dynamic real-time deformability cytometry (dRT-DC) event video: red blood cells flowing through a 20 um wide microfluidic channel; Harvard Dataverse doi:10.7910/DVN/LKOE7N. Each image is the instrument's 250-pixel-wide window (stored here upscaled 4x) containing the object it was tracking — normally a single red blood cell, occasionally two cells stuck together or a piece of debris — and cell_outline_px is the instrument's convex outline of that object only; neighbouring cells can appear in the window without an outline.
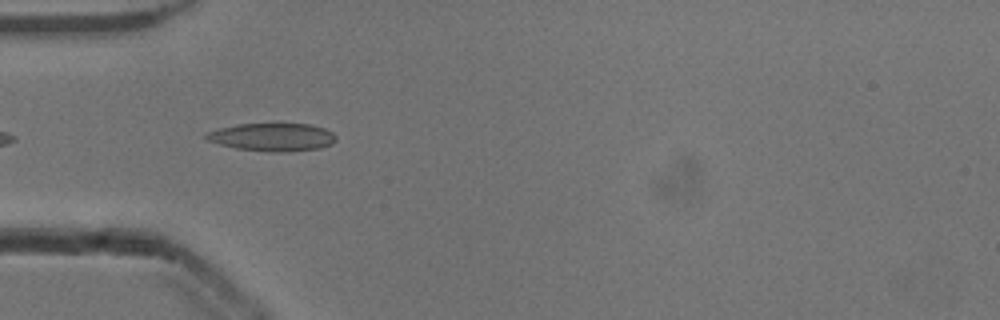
{"species": "common noctule bat (a hibernating species)", "species_latin": "Nyctalus noctula", "temperature_condition": "cold", "stored_images_in_passage": 17, "camera_frame_rate_fps": 3000, "um_per_image_px": 0.085, "animal": {"sex": "male", "body_mass_g": 13.3}, "frame": {"image": 1, "passage_image": 3, "time_ms": 0.667, "image_size_px": [1000, 320], "cell_outline_px": [[336, 140], [332, 144], [320, 148], [288, 152], [272, 152], [236, 148], [220, 144], [208, 140], [204, 136], [208, 132], [220, 128], [236, 124], [312, 124], [324, 128], [332, 132], [336, 136]], "centroid_in_image_um": [23.19, 11.65], "position_along_channel_um": 61.8, "area_um2": 21.1}}
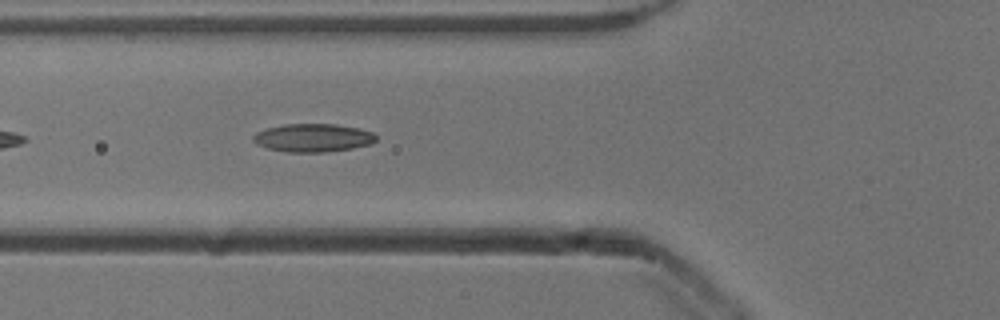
{"frame": {"image": 2, "passage_image": 6, "time_ms": 1.667, "image_size_px": [1000, 320], "cell_outline_px": [[376, 140], [372, 144], [352, 148], [324, 152], [288, 152], [268, 148], [256, 144], [252, 140], [252, 136], [256, 132], [268, 128], [284, 124], [336, 124], [356, 128], [372, 132], [376, 136]], "centroid_in_image_um": [26.59, 11.71], "position_along_channel_um": 99.2, "area_um2": 20.11}}
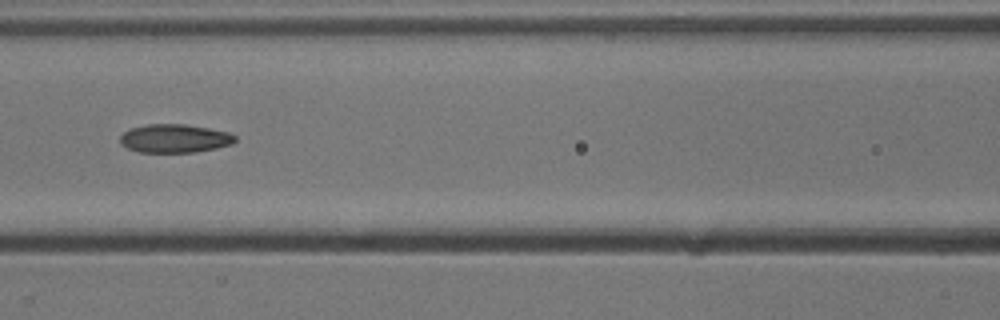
{"frame": {"image": 3, "passage_image": 10, "time_ms": 3.0, "image_size_px": [1000, 320], "cell_outline_px": [[236, 140], [232, 144], [216, 148], [196, 152], [140, 152], [128, 148], [120, 144], [120, 136], [124, 132], [132, 128], [148, 124], [184, 124], [208, 128], [228, 132], [236, 136]], "centroid_in_image_um": [14.85, 11.77], "position_along_channel_um": 151.7, "area_um2": 19.02}}